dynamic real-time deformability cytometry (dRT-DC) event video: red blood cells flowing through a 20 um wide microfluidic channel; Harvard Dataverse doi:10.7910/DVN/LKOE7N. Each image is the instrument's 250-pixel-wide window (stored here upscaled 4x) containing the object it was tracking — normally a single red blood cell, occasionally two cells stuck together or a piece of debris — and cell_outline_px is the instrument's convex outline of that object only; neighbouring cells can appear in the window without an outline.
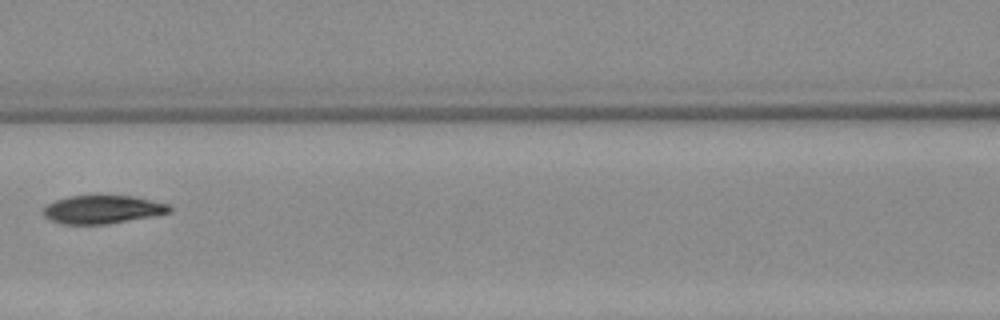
{"species": "Egyptian fruit bat (a non-hibernating species)", "species_latin": "Rousettus aegyptiacus", "temperature_condition": "warm", "stored_images_in_passage": 6, "camera_frame_rate_fps": 3000, "um_per_image_px": 0.085, "animal": {"sex": "female"}, "frame": {"image": 1, "passage_image": 6, "time_ms": 6.333, "image_size_px": [1000, 320], "cell_outline_px": [[172, 212], [152, 216], [104, 224], [64, 224], [52, 220], [44, 216], [40, 212], [44, 204], [68, 196], [132, 196], [168, 204], [172, 208]], "centroid_in_image_um": [8.65, 17.8], "position_along_channel_um": 157.9, "area_um2": 20.69}}